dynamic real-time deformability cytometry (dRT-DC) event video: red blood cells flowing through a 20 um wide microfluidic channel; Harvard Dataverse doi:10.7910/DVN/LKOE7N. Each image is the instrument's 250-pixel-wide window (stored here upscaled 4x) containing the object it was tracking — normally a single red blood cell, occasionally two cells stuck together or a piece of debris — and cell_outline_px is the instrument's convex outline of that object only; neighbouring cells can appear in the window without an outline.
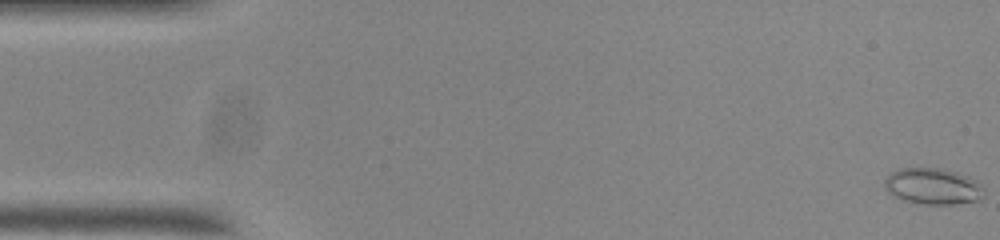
{"species": "common noctule bat (a hibernating species)", "species_latin": "Nyctalus noctula", "temperature_condition": "room temperature", "stored_images_in_passage": 55, "camera_frame_rate_fps": 3000, "um_per_image_px": 0.085, "animal": {"sex": "male", "body_mass_g": 20.0, "forearm_length_mm": 53.3}, "frame": {"image": 1, "passage_image": 1, "time_ms": 0.0, "image_size_px": [1000, 240], "cell_outline_px": [[984, 196], [980, 200], [952, 204], [916, 204], [904, 200], [888, 192], [884, 188], [884, 180], [892, 172], [900, 168], [944, 168], [968, 176], [976, 180], [984, 188]], "centroid_in_image_um": [79.31, 15.83], "position_along_channel_um": 5.7, "area_um2": 21.15}}
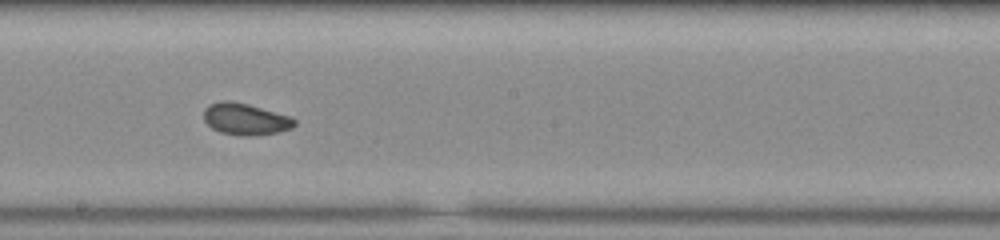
{"frame": {"image": 2, "passage_image": 30, "time_ms": 9.667, "image_size_px": [1000, 240], "cell_outline_px": [[296, 124], [292, 128], [280, 132], [256, 136], [240, 136], [220, 132], [212, 128], [204, 120], [204, 108], [208, 104], [220, 100], [232, 100], [248, 104], [292, 116], [296, 120]], "centroid_in_image_um": [20.87, 10.12], "position_along_channel_um": 227.3, "area_um2": 17.17}}
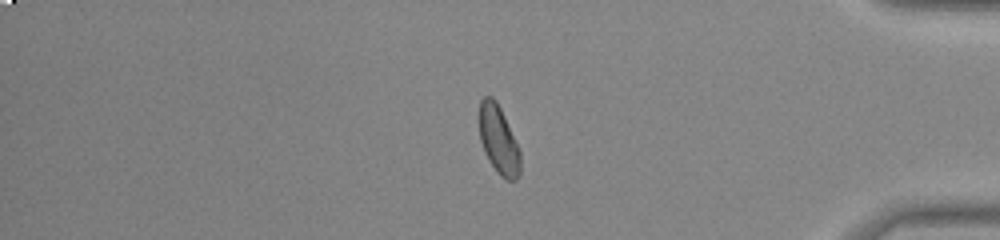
{"frame": {"image": 3, "passage_image": 46, "time_ms": 15.0, "image_size_px": [1000, 240], "cell_outline_px": [[520, 176], [516, 180], [504, 180], [496, 172], [488, 160], [484, 152], [480, 140], [480, 100], [484, 96], [492, 96], [496, 100], [504, 116], [520, 152]], "centroid_in_image_um": [42.38, 11.93], "position_along_channel_um": 392.8, "area_um2": 16.3}, "authors_computed_cell_mechanics": {"area_um2": 16.9354, "velocity_mm_per_s": 3.7181, "shape_relaxation_time_tau1_ms": 2.8902, "shape_relaxation_time_tau2_ms": 1.5727, "deformation_change_tau1": 0.0614, "deformation_change_tau2": 0.0508}}